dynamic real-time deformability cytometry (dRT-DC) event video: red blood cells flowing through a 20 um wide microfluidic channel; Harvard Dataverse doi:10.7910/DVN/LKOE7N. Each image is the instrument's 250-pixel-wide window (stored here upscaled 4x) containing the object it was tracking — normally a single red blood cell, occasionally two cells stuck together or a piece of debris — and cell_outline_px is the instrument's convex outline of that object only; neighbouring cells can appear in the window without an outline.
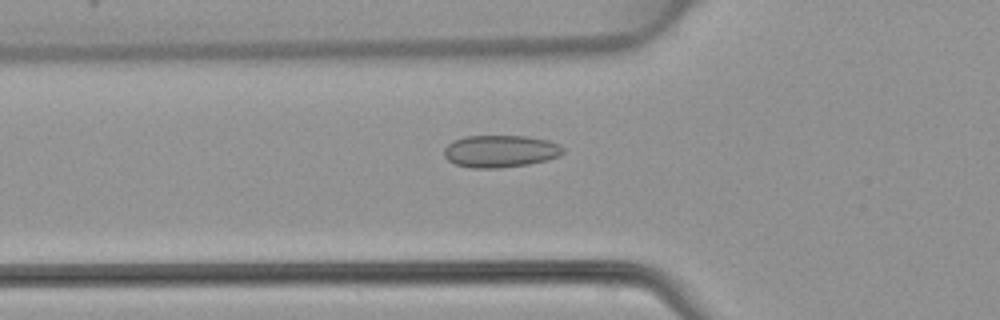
{"species": "common noctule bat (a hibernating species)", "species_latin": "Nyctalus noctula", "temperature_condition": "warm", "stored_images_in_passage": 33, "camera_frame_rate_fps": 3000, "um_per_image_px": 0.085, "animal": {"sex": "female", "body_mass_g": 22.7, "forearm_length_mm": 54.2}, "frame": {"image": 1, "passage_image": 2, "time_ms": 0.333, "image_size_px": [1000, 320], "cell_outline_px": [[564, 152], [560, 156], [548, 160], [528, 164], [496, 168], [472, 168], [456, 164], [448, 160], [444, 156], [444, 148], [452, 140], [464, 136], [528, 136], [548, 140], [560, 144], [564, 148]], "centroid_in_image_um": [42.54, 12.84], "position_along_channel_um": 83.3, "area_um2": 22.54}}
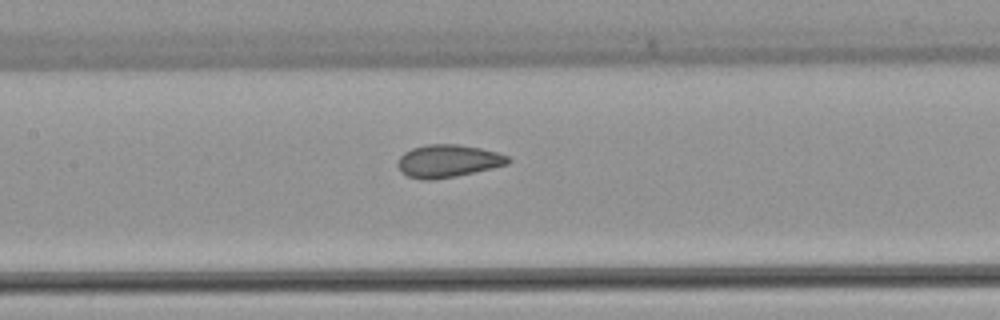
{"frame": {"image": 2, "passage_image": 8, "time_ms": 2.333, "image_size_px": [1000, 320], "cell_outline_px": [[512, 160], [508, 164], [492, 168], [456, 176], [432, 180], [424, 180], [408, 176], [396, 164], [400, 156], [404, 152], [412, 148], [428, 144], [456, 144], [480, 148], [496, 152], [508, 156]], "centroid_in_image_um": [38.09, 13.68], "position_along_channel_um": 169.3, "area_um2": 20.87}}
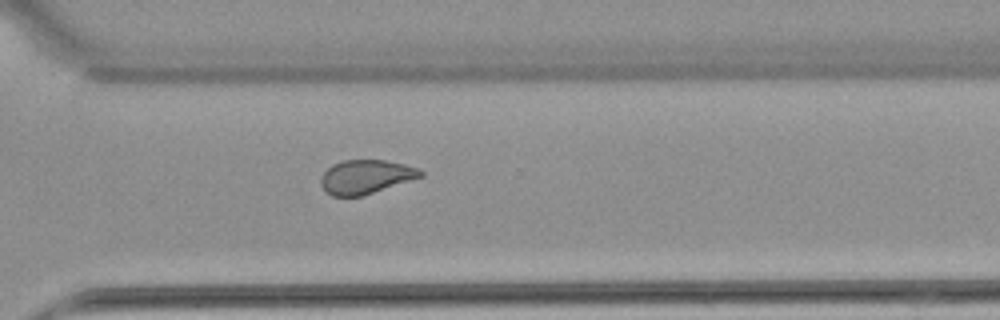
{"frame": {"image": 3, "passage_image": 20, "time_ms": 6.333, "image_size_px": [1000, 320], "cell_outline_px": [[424, 176], [360, 196], [332, 196], [320, 184], [320, 176], [332, 164], [344, 160], [384, 160], [404, 164], [420, 168], [424, 172]], "centroid_in_image_um": [31.1, 15.01], "position_along_channel_um": 339.5, "area_um2": 19.59}}